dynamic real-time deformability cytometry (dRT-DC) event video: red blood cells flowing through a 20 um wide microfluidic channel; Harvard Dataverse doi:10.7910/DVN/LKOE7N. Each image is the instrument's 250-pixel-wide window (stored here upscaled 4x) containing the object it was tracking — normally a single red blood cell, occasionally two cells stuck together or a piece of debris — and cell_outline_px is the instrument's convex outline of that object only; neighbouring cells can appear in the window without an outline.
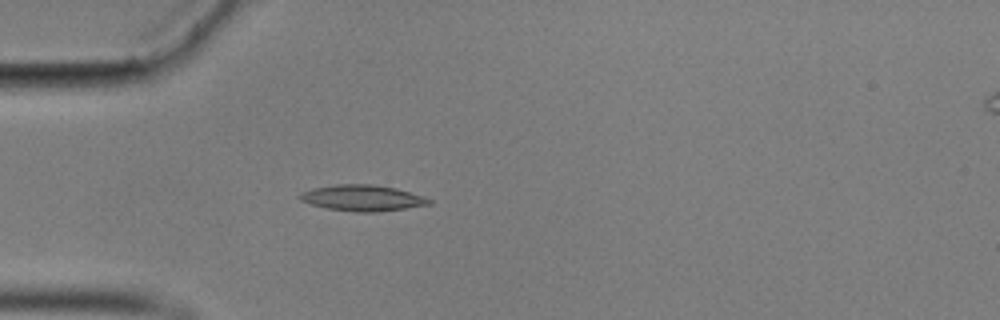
{"species": "common noctule bat (a hibernating species)", "species_latin": "Nyctalus noctula", "temperature_condition": "cold", "stored_images_in_passage": 57, "camera_frame_rate_fps": 3000, "um_per_image_px": 0.085, "animal": {"sex": "male", "body_mass_g": 17.9}, "frame": {"image": 1, "passage_image": 16, "time_ms": 5.0, "image_size_px": [1000, 320], "cell_outline_px": [[432, 204], [376, 212], [356, 212], [328, 208], [312, 204], [300, 200], [296, 196], [300, 192], [312, 188], [336, 184], [372, 184], [396, 188], [424, 196], [432, 200]], "centroid_in_image_um": [30.79, 16.82], "position_along_channel_um": 54.2, "area_um2": 19.59}}
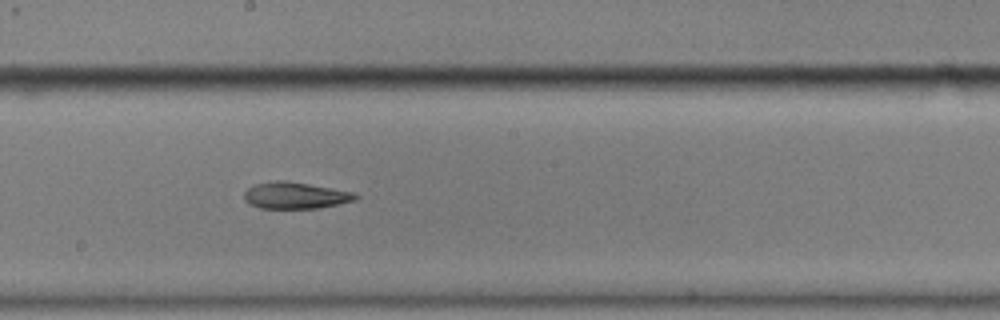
{"frame": {"image": 2, "passage_image": 31, "time_ms": 10.0, "image_size_px": [1000, 320], "cell_outline_px": [[360, 196], [356, 200], [320, 208], [260, 208], [248, 204], [244, 200], [244, 192], [248, 188], [256, 184], [276, 180], [284, 180], [356, 192]], "centroid_in_image_um": [25.12, 16.62], "position_along_channel_um": 223.1, "area_um2": 17.34}}
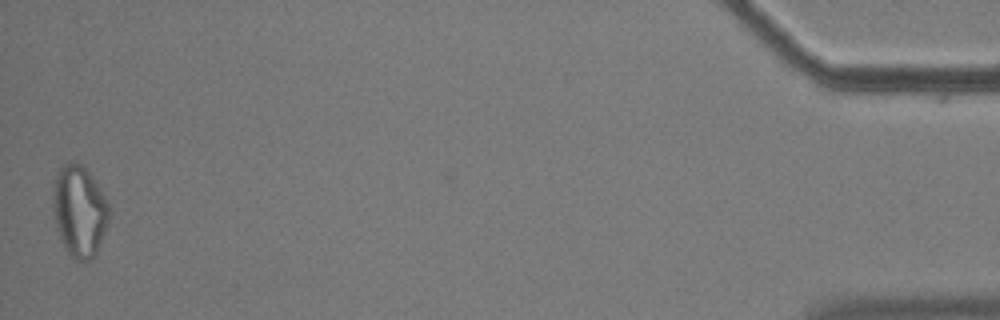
{"frame": {"image": 3, "passage_image": 56, "time_ms": 18.333, "image_size_px": [1000, 320], "cell_outline_px": [[112, 212], [96, 256], [88, 260], [76, 260], [68, 252], [60, 240], [56, 228], [52, 204], [52, 188], [56, 172], [64, 164], [80, 164], [92, 176], [104, 196]], "centroid_in_image_um": [6.74, 17.97], "position_along_channel_um": 428.5, "area_um2": 30.0}}